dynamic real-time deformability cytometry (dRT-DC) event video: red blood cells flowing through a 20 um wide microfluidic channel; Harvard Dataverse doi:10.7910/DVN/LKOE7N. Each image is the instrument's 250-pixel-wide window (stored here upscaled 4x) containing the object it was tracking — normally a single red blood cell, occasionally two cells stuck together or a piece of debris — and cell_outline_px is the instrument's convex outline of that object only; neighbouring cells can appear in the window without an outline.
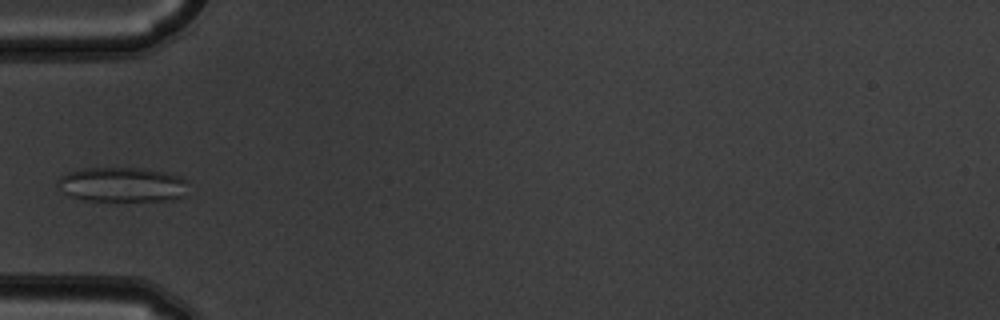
{"species": "common noctule bat (a hibernating species)", "species_latin": "Nyctalus noctula", "temperature_condition": "warm", "stored_images_in_passage": 3, "camera_frame_rate_fps": 3000, "um_per_image_px": 0.085, "animal": {"sex": "male", "body_mass_g": 19.5, "forearm_length_mm": 54.6}, "frame": {"image": 1, "passage_image": 3, "time_ms": 0.667, "image_size_px": [1000, 320], "cell_outline_px": [[188, 196], [168, 200], [84, 200], [72, 196], [64, 192], [56, 184], [56, 180], [60, 176], [68, 172], [84, 168], [144, 168], [168, 172], [180, 176], [188, 180]], "centroid_in_image_um": [10.45, 15.68], "position_along_channel_um": 74.5, "area_um2": 26.7}}